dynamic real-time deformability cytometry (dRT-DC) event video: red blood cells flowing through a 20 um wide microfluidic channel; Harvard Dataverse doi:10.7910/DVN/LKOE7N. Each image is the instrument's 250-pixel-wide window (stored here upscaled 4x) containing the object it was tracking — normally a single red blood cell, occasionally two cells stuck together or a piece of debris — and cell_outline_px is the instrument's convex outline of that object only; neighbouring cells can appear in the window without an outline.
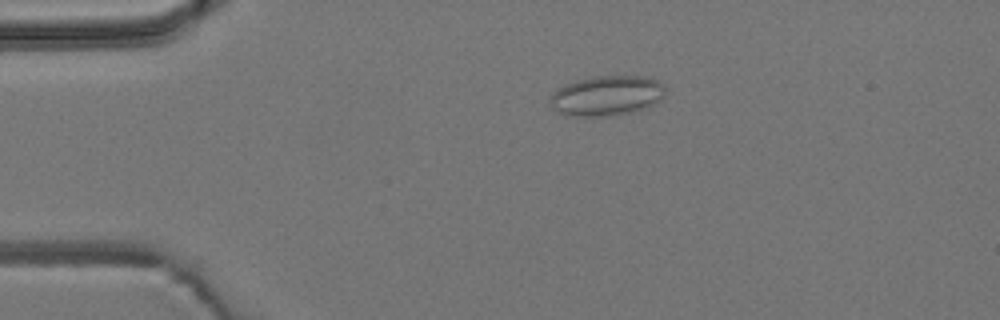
{"species": "common noctule bat (a hibernating species)", "species_latin": "Nyctalus noctula", "temperature_condition": "room temperature", "stored_images_in_passage": 4, "camera_frame_rate_fps": 3000, "um_per_image_px": 0.085, "animal": {"sex": "male", "body_mass_g": 19.2, "forearm_length_mm": 51.8}, "frame": {"image": 1, "passage_image": 3, "time_ms": 2.333, "image_size_px": [1000, 320], "cell_outline_px": [[664, 96], [660, 100], [644, 108], [632, 112], [604, 116], [564, 116], [552, 108], [548, 100], [548, 96], [552, 92], [576, 80], [592, 76], [644, 76], [656, 80], [664, 84]], "centroid_in_image_um": [51.52, 8.14], "position_along_channel_um": 33.5, "area_um2": 26.99}}